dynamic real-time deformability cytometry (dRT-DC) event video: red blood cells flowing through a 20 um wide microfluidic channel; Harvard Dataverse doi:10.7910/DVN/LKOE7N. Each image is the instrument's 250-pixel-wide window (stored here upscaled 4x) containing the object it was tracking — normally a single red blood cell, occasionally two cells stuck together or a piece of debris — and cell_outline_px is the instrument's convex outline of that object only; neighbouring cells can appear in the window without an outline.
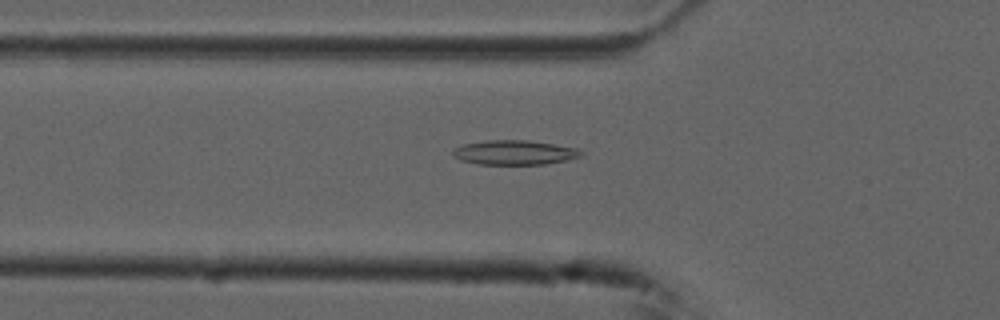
{"species": "common noctule bat (a hibernating species)", "species_latin": "Nyctalus noctula", "temperature_condition": "cold", "stored_images_in_passage": 32, "camera_frame_rate_fps": 3000, "um_per_image_px": 0.085, "animal": {"sex": "male", "forearm_length_mm": 52.5}, "frame": {"image": 1, "passage_image": 18, "time_ms": 5.667, "image_size_px": [1000, 320], "cell_outline_px": [[584, 156], [544, 164], [480, 164], [460, 160], [452, 156], [452, 152], [456, 148], [464, 144], [484, 140], [528, 140], [580, 148], [584, 152]], "centroid_in_image_um": [43.76, 12.95], "position_along_channel_um": 82.0, "area_um2": 18.38}}
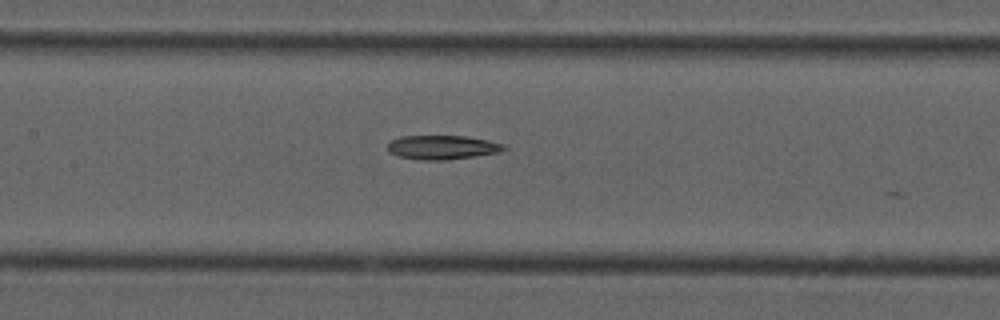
{"frame": {"image": 2, "passage_image": 25, "time_ms": 8.0, "image_size_px": [1000, 320], "cell_outline_px": [[508, 148], [500, 152], [448, 160], [420, 160], [400, 156], [392, 152], [388, 148], [388, 144], [392, 140], [400, 136], [468, 136], [488, 140], [504, 144]], "centroid_in_image_um": [37.65, 12.52], "position_along_channel_um": 169.7, "area_um2": 16.24}}
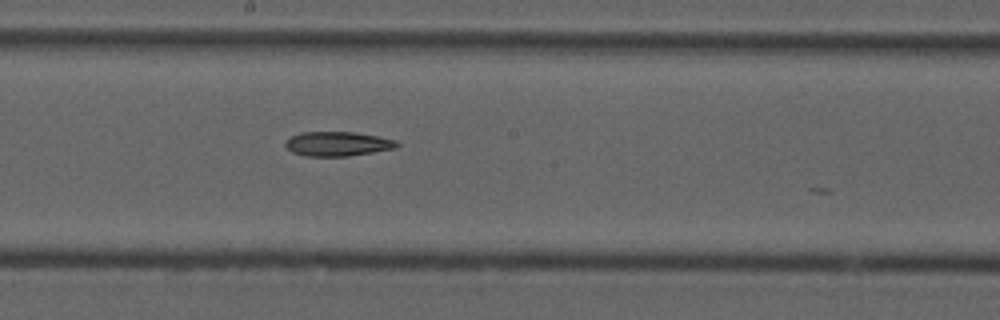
{"frame": {"image": 3, "passage_image": 29, "time_ms": 9.333, "image_size_px": [1000, 320], "cell_outline_px": [[400, 144], [396, 148], [348, 156], [304, 156], [292, 152], [284, 144], [292, 136], [300, 132], [356, 132], [396, 140]], "centroid_in_image_um": [28.7, 12.23], "position_along_channel_um": 219.5, "area_um2": 15.78}}